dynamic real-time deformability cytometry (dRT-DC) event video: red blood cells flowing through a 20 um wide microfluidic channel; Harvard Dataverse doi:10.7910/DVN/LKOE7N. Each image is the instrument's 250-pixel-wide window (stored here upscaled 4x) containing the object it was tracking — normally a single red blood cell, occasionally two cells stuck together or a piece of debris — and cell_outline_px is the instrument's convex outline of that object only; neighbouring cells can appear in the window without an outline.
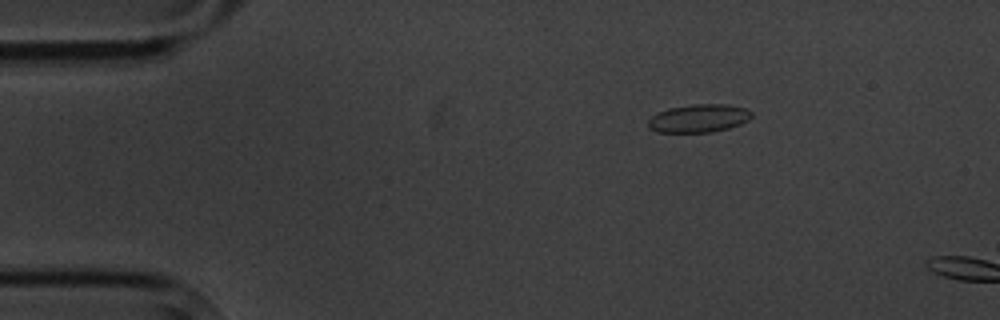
{"species": "common noctule bat (a hibernating species)", "species_latin": "Nyctalus noctula", "temperature_condition": "cold", "stored_images_in_passage": 4, "camera_frame_rate_fps": 3000, "um_per_image_px": 0.085, "animal": {"sex": "male", "body_mass_g": 20.1, "forearm_length_mm": 53.5}, "frame": {"image": 1, "passage_image": 3, "time_ms": 2.333, "image_size_px": [1000, 320], "cell_outline_px": [[752, 116], [748, 120], [740, 124], [728, 128], [712, 132], [656, 132], [648, 128], [648, 120], [656, 112], [668, 108], [692, 104], [728, 104], [744, 108], [752, 112]], "centroid_in_image_um": [59.36, 10.05], "position_along_channel_um": 25.6, "area_um2": 17.05}}